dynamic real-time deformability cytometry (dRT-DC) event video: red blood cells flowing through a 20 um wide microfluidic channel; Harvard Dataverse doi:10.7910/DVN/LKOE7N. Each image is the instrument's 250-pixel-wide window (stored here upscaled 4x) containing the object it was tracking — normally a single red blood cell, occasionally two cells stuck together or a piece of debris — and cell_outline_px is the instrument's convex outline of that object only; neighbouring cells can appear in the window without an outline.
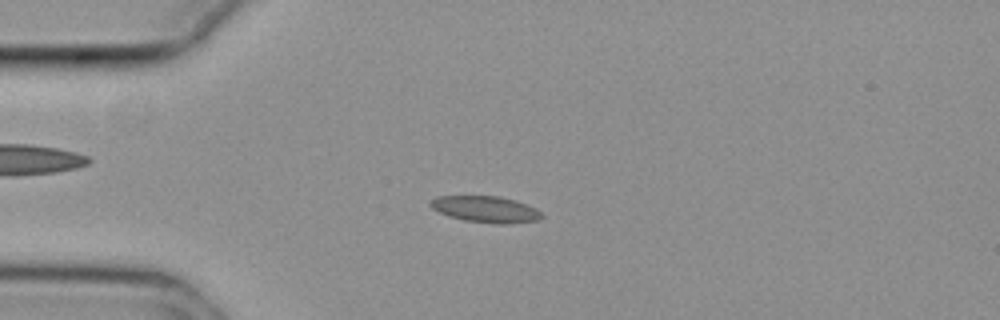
{"species": "common noctule bat (a hibernating species)", "species_latin": "Nyctalus noctula", "temperature_condition": "cold", "stored_images_in_passage": 50, "camera_frame_rate_fps": 3000, "um_per_image_px": 0.085, "animal": {"sex": "female", "body_mass_g": 29.2, "forearm_length_mm": 56.3}, "frame": {"image": 1, "passage_image": 15, "time_ms": 4.667, "image_size_px": [1000, 320], "cell_outline_px": [[544, 216], [540, 220], [504, 224], [496, 224], [464, 220], [448, 216], [432, 208], [428, 204], [436, 196], [500, 196], [516, 200], [528, 204], [536, 208]], "centroid_in_image_um": [41.31, 17.78], "position_along_channel_um": 43.7, "area_um2": 17.22}}
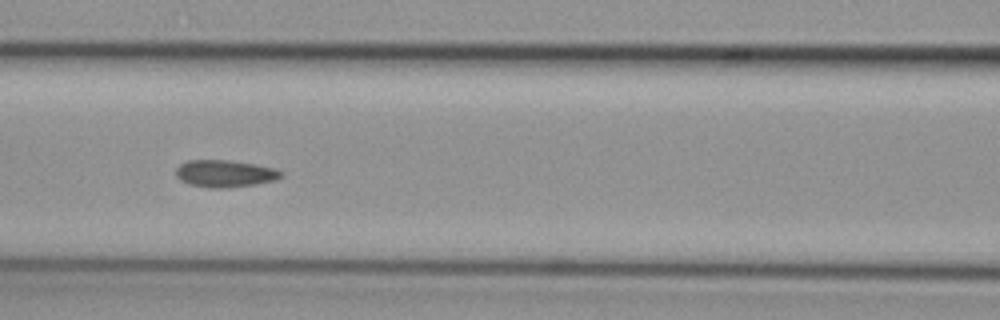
{"frame": {"image": 2, "passage_image": 25, "time_ms": 8.0, "image_size_px": [1000, 320], "cell_outline_px": [[284, 176], [276, 180], [256, 184], [228, 188], [208, 188], [188, 184], [180, 180], [176, 176], [176, 168], [180, 164], [188, 160], [228, 160], [256, 164], [276, 168], [284, 172]], "centroid_in_image_um": [19.15, 14.76], "position_along_channel_um": 147.5, "area_um2": 16.94}}
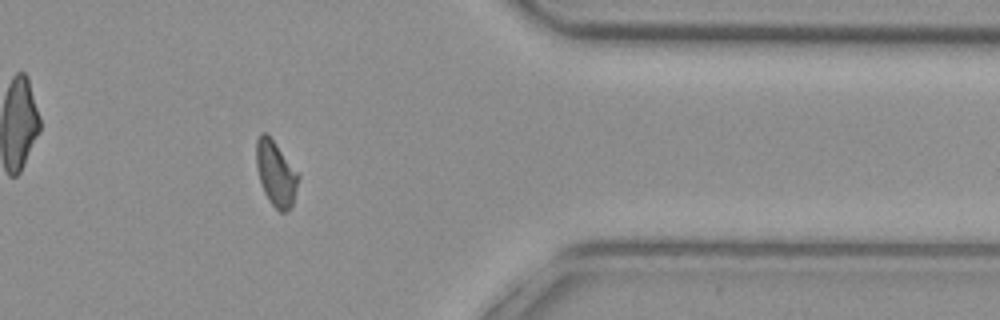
{"frame": {"image": 3, "passage_image": 46, "time_ms": 15.0, "image_size_px": [1000, 320], "cell_outline_px": [[300, 176], [292, 204], [284, 212], [280, 212], [268, 200], [264, 192], [256, 168], [256, 140], [260, 132], [264, 132], [272, 140]], "centroid_in_image_um": [23.42, 14.75], "position_along_channel_um": 388.0, "area_um2": 15.49}, "authors_computed_cell_mechanics": {"area_um2": 16.3574, "velocity_mm_per_s": 3.7225, "shape_relaxation_time_tau1_ms": 10.9839, "shape_relaxation_time_tau2_ms": 3.3532, "deformation_change_tau1": 0.1612, "deformation_change_tau2": 0.0742}}